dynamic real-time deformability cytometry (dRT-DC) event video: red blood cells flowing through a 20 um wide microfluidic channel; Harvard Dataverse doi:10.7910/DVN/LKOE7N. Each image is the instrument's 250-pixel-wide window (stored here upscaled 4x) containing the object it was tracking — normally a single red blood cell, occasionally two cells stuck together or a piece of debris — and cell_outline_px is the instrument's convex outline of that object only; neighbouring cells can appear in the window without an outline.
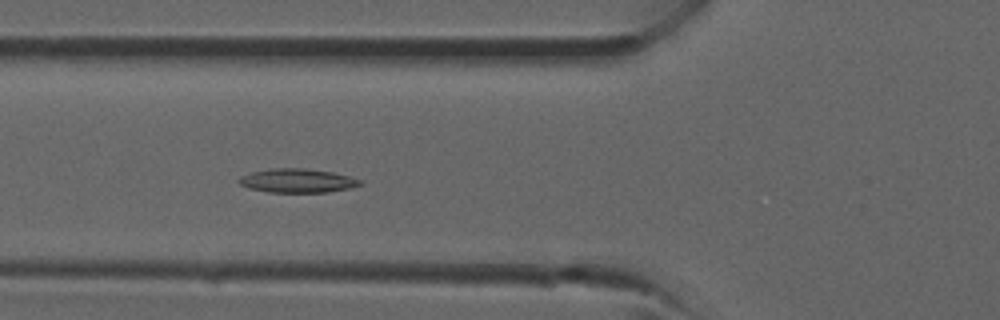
{"species": "common noctule bat (a hibernating species)", "species_latin": "Nyctalus noctula", "temperature_condition": "room temperature", "stored_images_in_passage": 22, "camera_frame_rate_fps": 3000, "um_per_image_px": 0.085, "animal": {"sex": "male", "forearm_length_mm": 52.5}, "frame": {"image": 1, "passage_image": 12, "time_ms": 3.667, "image_size_px": [1000, 320], "cell_outline_px": [[360, 184], [352, 188], [328, 192], [268, 192], [248, 188], [240, 184], [236, 180], [240, 176], [252, 172], [272, 168], [304, 168], [332, 172], [348, 176], [360, 180]], "centroid_in_image_um": [25.23, 15.36], "position_along_channel_um": 100.6, "area_um2": 16.82}}
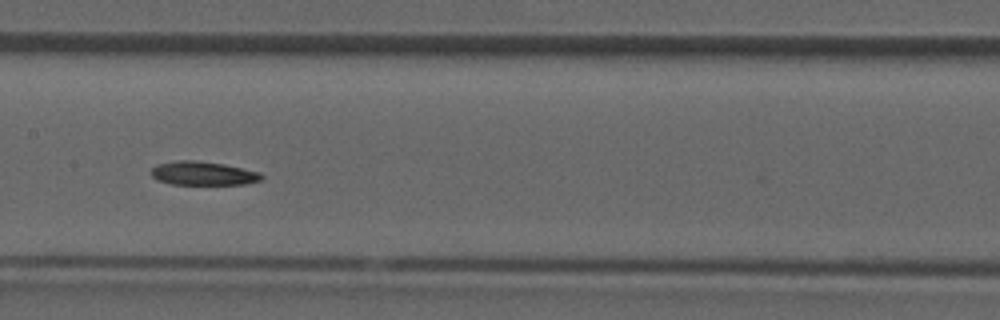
{"frame": {"image": 2, "passage_image": 17, "time_ms": 5.333, "image_size_px": [1000, 320], "cell_outline_px": [[264, 176], [260, 180], [244, 184], [172, 184], [156, 180], [148, 172], [156, 164], [176, 160], [196, 160], [224, 164], [260, 172]], "centroid_in_image_um": [17.21, 14.72], "position_along_channel_um": 190.2, "area_um2": 15.37}}
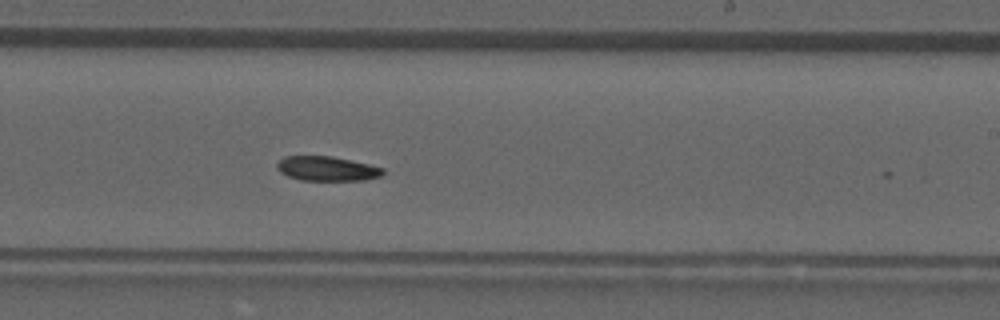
{"frame": {"image": 3, "passage_image": 21, "time_ms": 6.667, "image_size_px": [1000, 320], "cell_outline_px": [[384, 172], [380, 176], [364, 180], [300, 180], [288, 176], [280, 172], [276, 168], [276, 164], [284, 156], [332, 156], [368, 164], [384, 168]], "centroid_in_image_um": [27.76, 14.33], "position_along_channel_um": 261.2, "area_um2": 15.09}}